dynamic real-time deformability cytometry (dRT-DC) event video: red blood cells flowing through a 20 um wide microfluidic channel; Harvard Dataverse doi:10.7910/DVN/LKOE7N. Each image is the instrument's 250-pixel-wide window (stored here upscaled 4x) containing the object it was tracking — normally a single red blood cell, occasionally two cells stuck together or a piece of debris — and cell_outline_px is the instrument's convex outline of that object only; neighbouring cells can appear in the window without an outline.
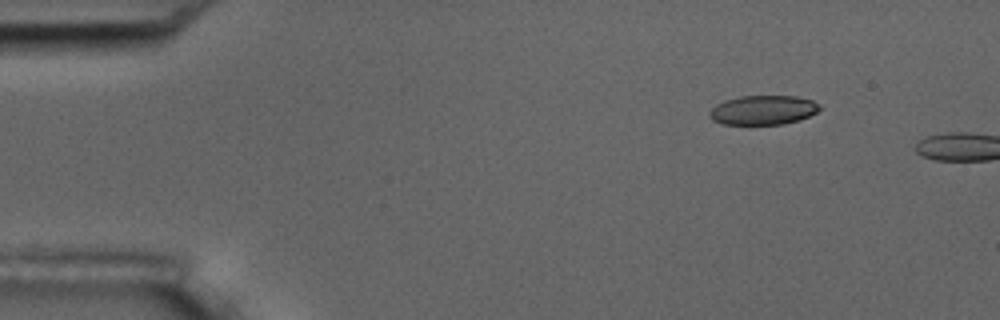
{"species": "common noctule bat (a hibernating species)", "species_latin": "Nyctalus noctula", "temperature_condition": "room temperature", "stored_images_in_passage": 2, "camera_frame_rate_fps": 3000, "um_per_image_px": 0.085, "animal": {"sex": "male", "body_mass_g": 17.5, "forearm_length_mm": 52.3}, "frame": {"image": 1, "passage_image": 1, "time_ms": 0.0, "image_size_px": [1000, 320], "cell_outline_px": [[820, 108], [816, 112], [800, 120], [784, 124], [724, 124], [712, 120], [708, 116], [708, 112], [716, 104], [724, 100], [740, 96], [796, 96], [812, 100], [820, 104]], "centroid_in_image_um": [64.84, 9.35], "position_along_channel_um": 20.2, "area_um2": 18.9}}